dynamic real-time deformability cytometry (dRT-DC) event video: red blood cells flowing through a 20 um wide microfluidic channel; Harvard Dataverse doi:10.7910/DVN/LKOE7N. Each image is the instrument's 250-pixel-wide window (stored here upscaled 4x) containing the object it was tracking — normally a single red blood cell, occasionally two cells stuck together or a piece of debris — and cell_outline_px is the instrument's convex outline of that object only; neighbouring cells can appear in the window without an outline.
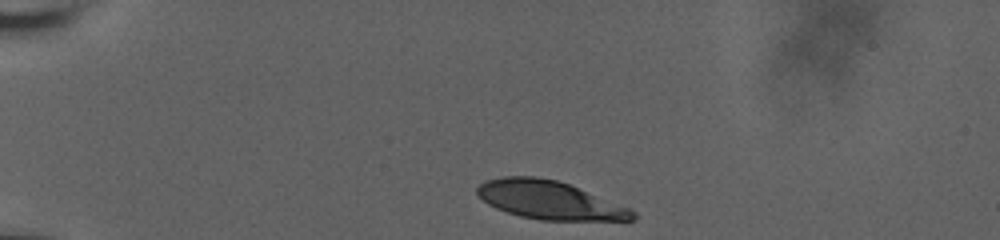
{"species": "human", "species_latin": "Homo sapiens", "temperature_condition": "room temperature", "stored_images_in_passage": 37, "camera_frame_rate_fps": 3000, "um_per_image_px": 0.085, "donor": {"sex": "male"}, "frame": {"image": 1, "passage_image": 1, "time_ms": 0.0, "image_size_px": [1000, 240], "cell_outline_px": [[636, 220], [540, 220], [520, 216], [496, 208], [488, 204], [476, 196], [476, 188], [484, 180], [504, 176], [536, 176], [556, 180], [568, 184], [628, 208], [636, 212]], "centroid_in_image_um": [46.63, 17.0], "position_along_channel_um": 38.4, "area_um2": 34.45}}
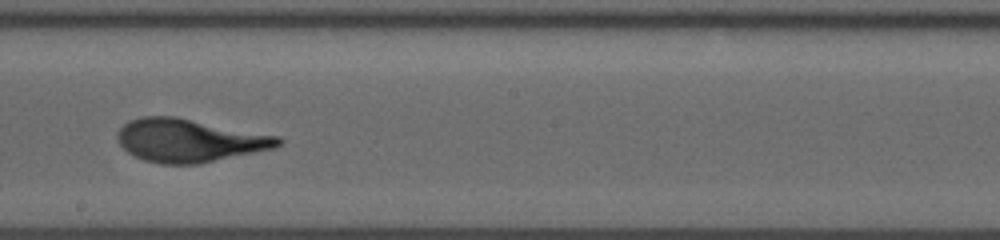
{"frame": {"image": 2, "passage_image": 22, "time_ms": 7.0, "image_size_px": [1000, 240], "cell_outline_px": [[284, 140], [276, 148], [200, 164], [160, 164], [144, 160], [128, 152], [120, 144], [116, 136], [116, 132], [128, 120], [140, 116], [176, 116], [280, 136]], "centroid_in_image_um": [16.11, 11.93], "position_along_channel_um": 232.1, "area_um2": 40.75}}
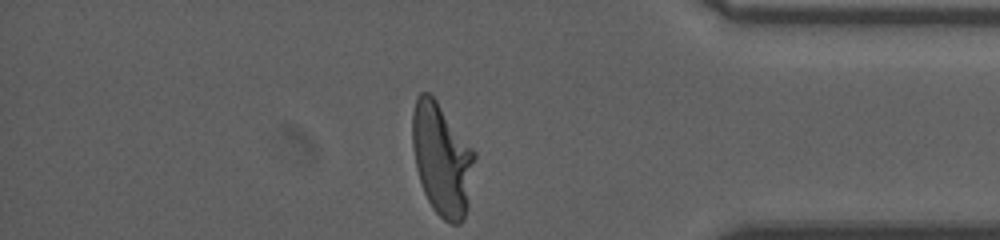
{"frame": {"image": 3, "passage_image": 37, "time_ms": 12.0, "image_size_px": [1000, 240], "cell_outline_px": [[476, 156], [468, 208], [464, 220], [460, 224], [452, 224], [444, 220], [432, 208], [424, 192], [416, 168], [412, 148], [412, 112], [416, 96], [420, 92], [428, 92], [436, 100], [476, 152]], "centroid_in_image_um": [37.57, 13.55], "position_along_channel_um": 397.6, "area_um2": 40.98}, "authors_computed_cell_mechanics": {"area_um2": 39.3618, "velocity_mm_per_s": 3.7039, "shape_relaxation_time_tau1_ms": 6.0802, "shape_relaxation_time_tau2_ms": 0.7228, "deformation_change_tau1": 0.2374, "deformation_change_tau2": 0.072}}